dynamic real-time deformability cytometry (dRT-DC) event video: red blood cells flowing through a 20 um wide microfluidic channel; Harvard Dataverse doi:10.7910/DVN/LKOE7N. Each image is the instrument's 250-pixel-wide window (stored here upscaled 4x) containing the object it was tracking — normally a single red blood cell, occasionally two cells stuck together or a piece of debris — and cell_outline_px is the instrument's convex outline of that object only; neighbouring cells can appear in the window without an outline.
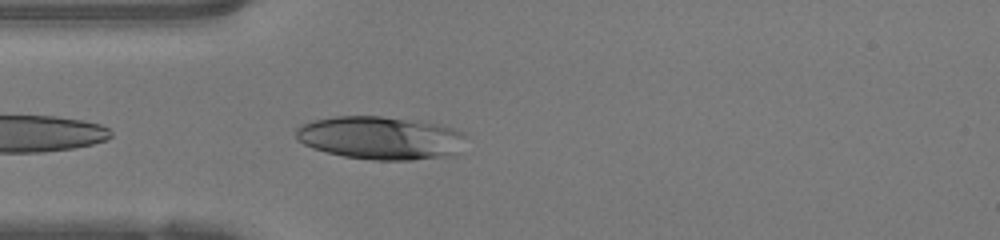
{"species": "human", "species_latin": "Homo sapiens", "temperature_condition": "warm", "stored_images_in_passage": 23, "camera_frame_rate_fps": 3000, "um_per_image_px": 0.085, "donor": {"sex": "female"}, "frame": {"image": 1, "passage_image": 2, "time_ms": 0.333, "image_size_px": [1000, 240], "cell_outline_px": [[464, 136], [456, 156], [412, 160], [372, 160], [344, 156], [312, 148], [296, 140], [296, 128], [300, 124], [312, 120], [336, 116], [380, 116], [420, 120], [452, 128], [460, 132]], "centroid_in_image_um": [32.31, 11.72], "position_along_channel_um": 52.7, "area_um2": 42.95}}
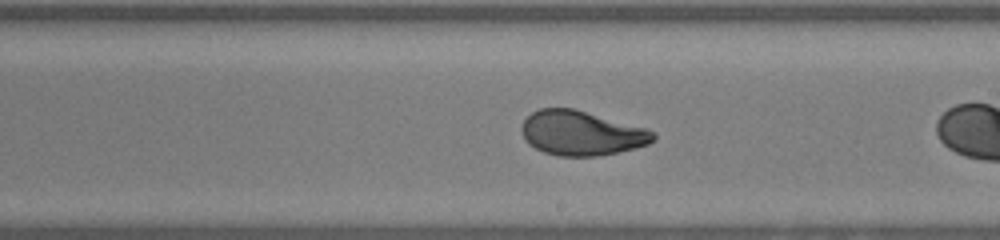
{"frame": {"image": 2, "passage_image": 13, "time_ms": 4.0, "image_size_px": [1000, 240], "cell_outline_px": [[656, 136], [648, 144], [636, 148], [596, 156], [560, 156], [544, 152], [528, 144], [524, 140], [520, 128], [524, 120], [532, 112], [540, 108], [572, 108], [648, 128], [656, 132]], "centroid_in_image_um": [49.41, 11.31], "position_along_channel_um": 239.6, "area_um2": 34.22}}
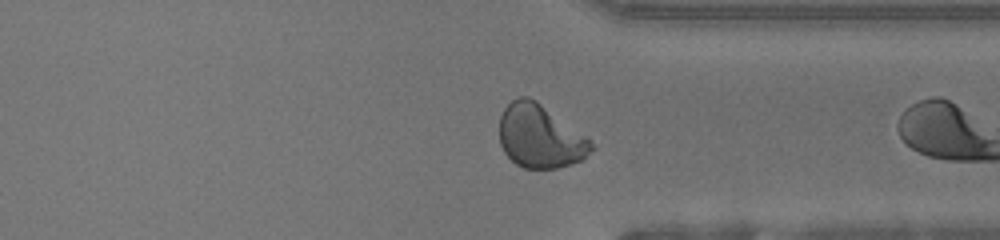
{"frame": {"image": 3, "passage_image": 22, "time_ms": 7.0, "image_size_px": [1000, 240], "cell_outline_px": [[596, 148], [580, 160], [572, 164], [556, 168], [524, 168], [516, 164], [504, 152], [500, 144], [500, 116], [504, 108], [512, 100], [520, 96], [528, 96], [536, 100], [588, 136]], "centroid_in_image_um": [45.92, 11.58], "position_along_channel_um": 365.5, "area_um2": 34.1}}